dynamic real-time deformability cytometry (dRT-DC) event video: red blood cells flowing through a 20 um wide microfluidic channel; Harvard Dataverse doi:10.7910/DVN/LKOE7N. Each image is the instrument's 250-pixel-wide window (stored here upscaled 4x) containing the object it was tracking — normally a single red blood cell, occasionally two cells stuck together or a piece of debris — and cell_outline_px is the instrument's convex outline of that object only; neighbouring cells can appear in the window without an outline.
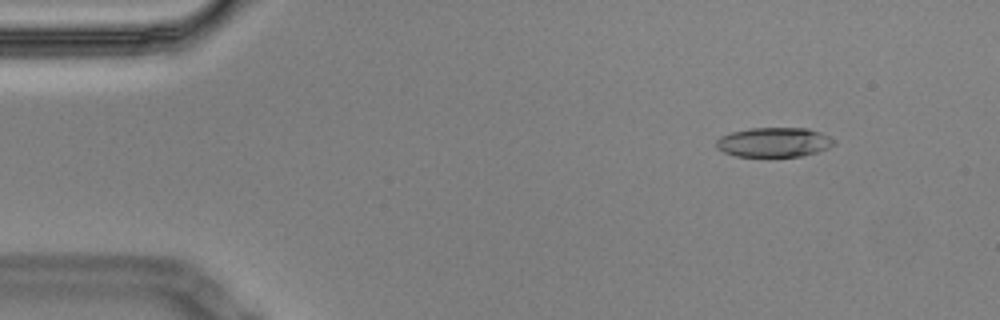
{"species": "Egyptian fruit bat (a non-hibernating species)", "species_latin": "Rousettus aegyptiacus", "temperature_condition": "cold", "stored_images_in_passage": 4, "camera_frame_rate_fps": 3000, "um_per_image_px": 0.085, "animal": {"sex": "male"}, "frame": {"image": 1, "passage_image": 1, "time_ms": 0.0, "image_size_px": [1000, 320], "cell_outline_px": [[836, 144], [828, 148], [816, 152], [800, 156], [736, 156], [724, 152], [716, 148], [716, 140], [720, 136], [732, 132], [752, 128], [808, 128], [820, 132], [836, 140]], "centroid_in_image_um": [65.8, 12.08], "position_along_channel_um": 19.2, "area_um2": 20.23}}
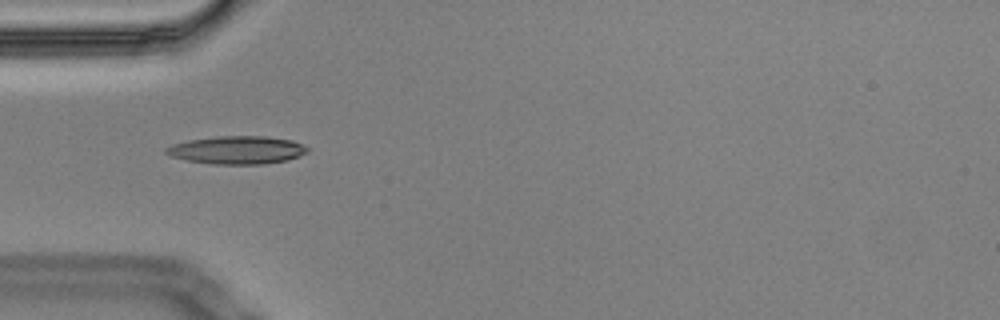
{"frame": {"image": 2, "passage_image": 4, "time_ms": 1.0, "image_size_px": [1000, 320], "cell_outline_px": [[308, 152], [300, 156], [288, 160], [264, 164], [212, 164], [188, 160], [168, 156], [164, 152], [164, 148], [172, 144], [188, 140], [220, 136], [264, 136], [292, 140], [308, 148]], "centroid_in_image_um": [20.12, 12.75], "position_along_channel_um": 64.9, "area_um2": 23.12}}